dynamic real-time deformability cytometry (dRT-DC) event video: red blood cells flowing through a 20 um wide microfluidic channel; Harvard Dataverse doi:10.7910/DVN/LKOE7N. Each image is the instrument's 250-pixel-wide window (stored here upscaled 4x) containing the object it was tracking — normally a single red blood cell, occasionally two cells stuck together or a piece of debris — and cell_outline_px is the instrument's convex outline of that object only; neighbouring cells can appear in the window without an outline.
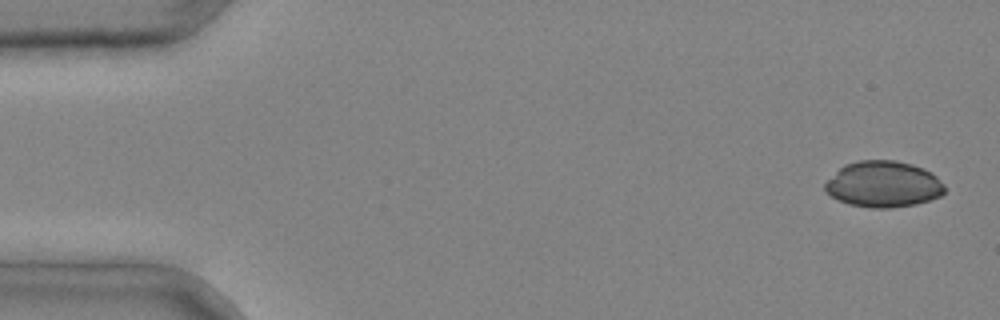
{"species": "common noctule bat (a hibernating species)", "species_latin": "Nyctalus noctula", "temperature_condition": "cold", "stored_images_in_passage": 4, "segment_of_instrument_passage": [2, 2], "camera_frame_rate_fps": 3000, "um_per_image_px": 0.085, "animal": {"sex": "male", "body_mass_g": 20.4}, "frame": {"image": 1, "passage_image": 4, "time_ms": 1.0, "image_size_px": [1000, 320], "cell_outline_px": [[944, 192], [940, 196], [916, 204], [888, 208], [872, 208], [848, 204], [836, 200], [824, 188], [824, 184], [844, 164], [860, 160], [896, 160], [912, 164], [924, 168], [932, 172], [944, 184]], "centroid_in_image_um": [75.09, 15.65], "position_along_channel_um": 9.9, "area_um2": 32.19}}